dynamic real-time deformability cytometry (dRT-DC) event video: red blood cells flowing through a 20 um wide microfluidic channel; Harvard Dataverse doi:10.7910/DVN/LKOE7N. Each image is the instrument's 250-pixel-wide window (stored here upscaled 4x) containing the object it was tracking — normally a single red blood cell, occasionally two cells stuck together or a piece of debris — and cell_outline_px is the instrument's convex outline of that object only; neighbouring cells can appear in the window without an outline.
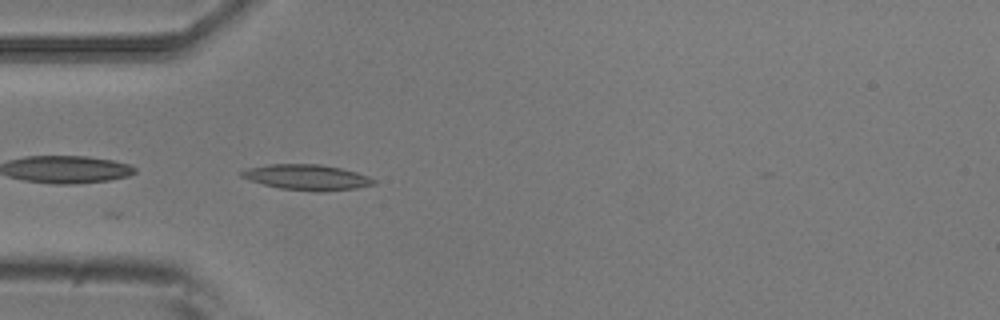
{"species": "common noctule bat (a hibernating species)", "species_latin": "Nyctalus noctula", "temperature_condition": "room temperature", "stored_images_in_passage": 2, "camera_frame_rate_fps": 3000, "um_per_image_px": 0.085, "animal": {"sex": "male", "body_mass_g": 20.5, "forearm_length_mm": 52.5}, "frame": {"image": 1, "passage_image": 2, "time_ms": 0.333, "image_size_px": [1000, 320], "cell_outline_px": [[376, 184], [356, 188], [320, 192], [316, 192], [280, 188], [264, 184], [240, 176], [240, 172], [248, 168], [268, 164], [320, 164], [340, 168], [356, 172], [368, 176], [376, 180]], "centroid_in_image_um": [26.12, 15.07], "position_along_channel_um": 58.9, "area_um2": 19.54}}